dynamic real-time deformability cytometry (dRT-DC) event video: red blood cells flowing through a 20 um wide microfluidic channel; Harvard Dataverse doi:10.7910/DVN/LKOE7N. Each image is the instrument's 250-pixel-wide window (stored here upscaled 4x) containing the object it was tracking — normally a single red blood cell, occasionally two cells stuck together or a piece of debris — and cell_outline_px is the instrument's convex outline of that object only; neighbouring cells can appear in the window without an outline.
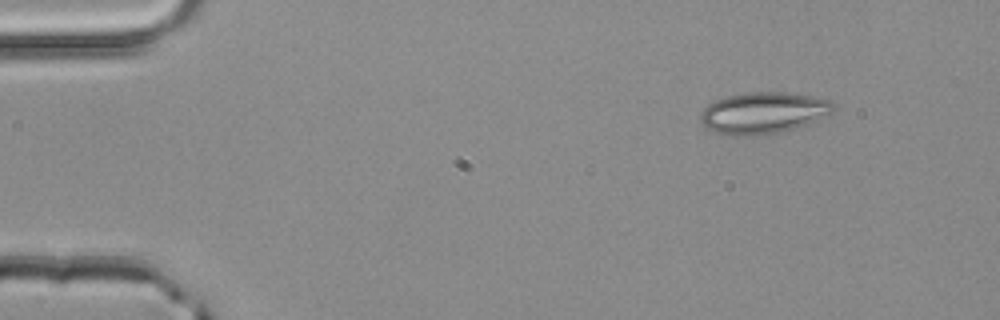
{"species": "common noctule bat (a hibernating species)", "species_latin": "Nyctalus noctula", "temperature_condition": "room temperature", "stored_images_in_passage": 3, "camera_frame_rate_fps": 3000, "um_per_image_px": 0.085, "animal": {"sex": "male", "body_mass_g": 20.4}, "frame": {"image": 1, "passage_image": 1, "time_ms": 0.0, "image_size_px": [1000, 320], "cell_outline_px": [[836, 104], [832, 112], [808, 124], [776, 132], [748, 136], [732, 136], [712, 132], [700, 120], [700, 112], [708, 104], [716, 100], [728, 96], [748, 92], [784, 92], [812, 96], [832, 100]], "centroid_in_image_um": [64.87, 9.59], "position_along_channel_um": 20.1, "area_um2": 32.02}}
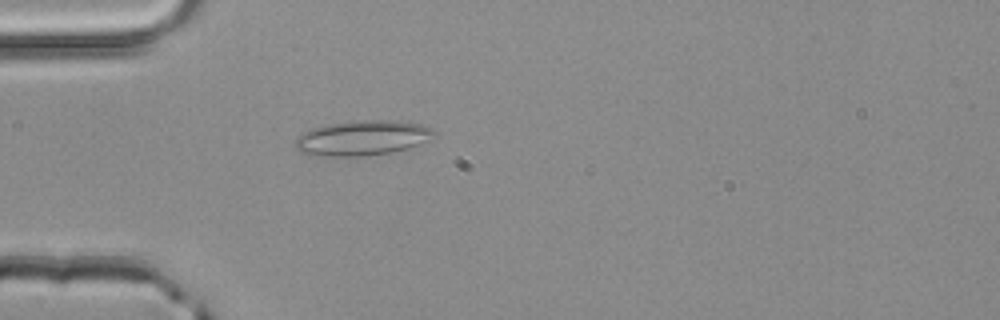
{"frame": {"image": 2, "passage_image": 3, "time_ms": 0.667, "image_size_px": [1000, 320], "cell_outline_px": [[436, 132], [420, 144], [408, 148], [392, 152], [364, 156], [332, 156], [300, 152], [296, 148], [296, 136], [312, 128], [328, 124], [356, 120], [400, 120], [420, 124], [432, 128]], "centroid_in_image_um": [30.81, 11.71], "position_along_channel_um": 54.2, "area_um2": 28.15}}